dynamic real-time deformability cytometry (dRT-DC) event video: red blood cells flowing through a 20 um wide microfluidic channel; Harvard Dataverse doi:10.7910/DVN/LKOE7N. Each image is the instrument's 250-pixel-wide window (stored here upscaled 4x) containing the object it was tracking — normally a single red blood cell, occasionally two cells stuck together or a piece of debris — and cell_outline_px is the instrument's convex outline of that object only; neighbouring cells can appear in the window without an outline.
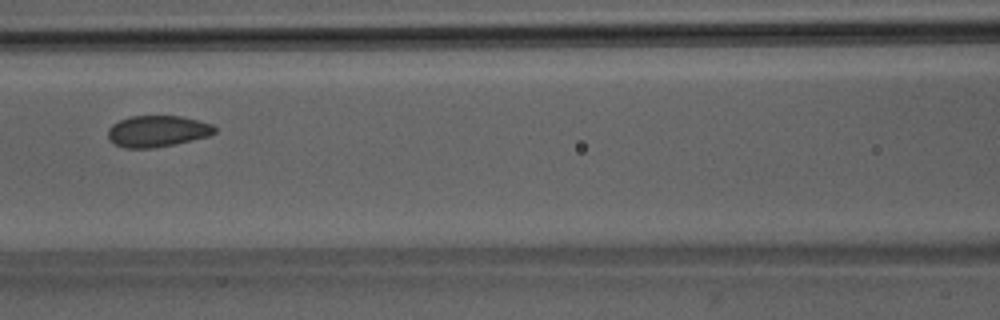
{"species": "Egyptian fruit bat (a non-hibernating species)", "species_latin": "Rousettus aegyptiacus", "temperature_condition": "room temperature", "stored_images_in_passage": 6, "camera_frame_rate_fps": 3000, "um_per_image_px": 0.085, "animal": {"sex": "male"}, "frame": {"image": 1, "passage_image": 6, "time_ms": 5.667, "image_size_px": [1000, 320], "cell_outline_px": [[216, 132], [208, 136], [156, 148], [128, 148], [116, 144], [108, 136], [108, 128], [112, 124], [120, 120], [132, 116], [180, 116], [212, 124], [216, 128]], "centroid_in_image_um": [13.38, 11.15], "position_along_channel_um": 153.2, "area_um2": 19.25}}